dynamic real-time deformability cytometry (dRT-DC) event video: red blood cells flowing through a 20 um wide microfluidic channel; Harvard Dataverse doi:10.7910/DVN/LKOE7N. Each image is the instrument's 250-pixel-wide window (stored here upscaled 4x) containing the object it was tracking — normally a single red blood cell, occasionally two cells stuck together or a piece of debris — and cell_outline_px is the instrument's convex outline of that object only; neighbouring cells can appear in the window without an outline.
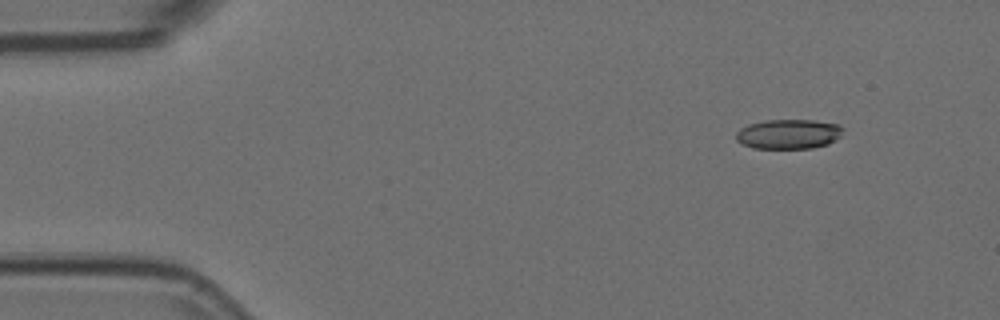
{"species": "Egyptian fruit bat (a non-hibernating species)", "species_latin": "Rousettus aegyptiacus", "temperature_condition": "room temperature", "stored_images_in_passage": 50, "camera_frame_rate_fps": 3000, "um_per_image_px": 0.085, "animal": {"sex": "female"}, "frame": {"image": 1, "passage_image": 1, "time_ms": 0.0, "image_size_px": [1000, 320], "cell_outline_px": [[844, 128], [840, 136], [828, 144], [812, 148], [752, 148], [740, 144], [736, 140], [736, 132], [740, 128], [748, 124], [764, 120], [812, 120], [840, 124]], "centroid_in_image_um": [67.01, 11.39], "position_along_channel_um": 18.0, "area_um2": 18.67}}
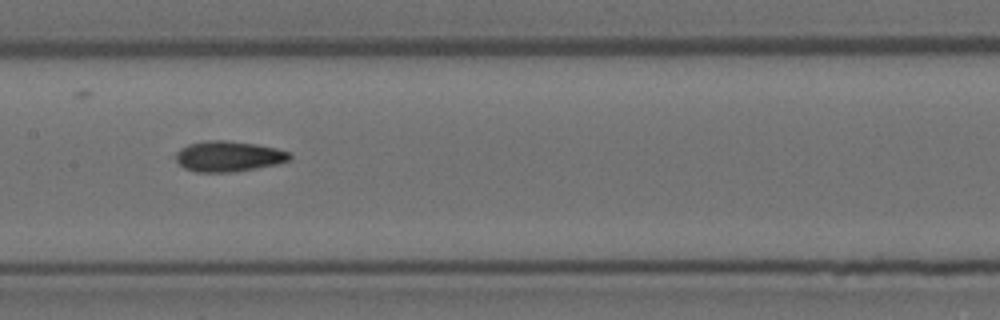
{"frame": {"image": 2, "passage_image": 22, "time_ms": 7.0, "image_size_px": [1000, 320], "cell_outline_px": [[292, 156], [288, 160], [276, 164], [236, 172], [196, 172], [184, 168], [176, 160], [176, 152], [180, 148], [188, 144], [204, 140], [224, 140], [256, 144], [276, 148], [288, 152]], "centroid_in_image_um": [19.39, 13.28], "position_along_channel_um": 188.0, "area_um2": 20.29}}
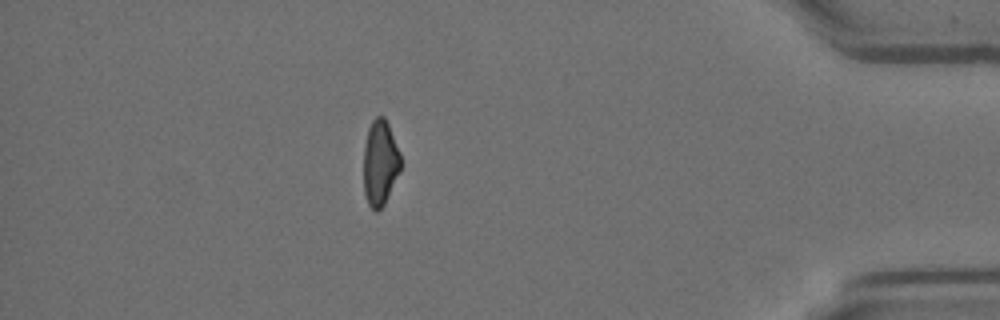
{"frame": {"image": 3, "passage_image": 43, "time_ms": 14.0, "image_size_px": [1000, 320], "cell_outline_px": [[400, 172], [384, 204], [376, 212], [368, 204], [364, 192], [364, 144], [368, 128], [372, 120], [376, 116], [384, 116], [388, 124], [400, 152]], "centroid_in_image_um": [32.3, 13.83], "position_along_channel_um": 402.9, "area_um2": 18.44}, "authors_computed_cell_mechanics": {"area_um2": 19.5942, "velocity_mm_per_s": 3.7392, "shape_relaxation_time_tau1_ms": null, "shape_relaxation_time_tau2_ms": 3.5058, "deformation_change_tau1": null, "deformation_change_tau2": 0.108}}